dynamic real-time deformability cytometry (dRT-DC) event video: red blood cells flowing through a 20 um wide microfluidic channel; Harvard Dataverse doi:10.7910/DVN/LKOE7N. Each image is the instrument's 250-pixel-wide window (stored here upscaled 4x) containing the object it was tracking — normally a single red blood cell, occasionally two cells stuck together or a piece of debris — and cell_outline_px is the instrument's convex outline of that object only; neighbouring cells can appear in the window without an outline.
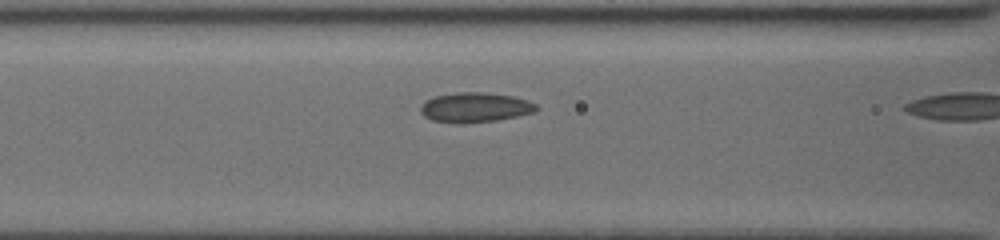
{"species": "common noctule bat (a hibernating species)", "species_latin": "Nyctalus noctula", "temperature_condition": "cold", "stored_images_in_passage": 5, "camera_frame_rate_fps": 3000, "um_per_image_px": 0.085, "animal": {"sex": "female", "body_mass_g": 19.5, "forearm_length_mm": 54.1}, "frame": {"image": 1, "passage_image": 4, "time_ms": 1.0, "image_size_px": [1000, 240], "cell_outline_px": [[540, 108], [536, 112], [496, 120], [460, 124], [456, 124], [432, 120], [424, 116], [420, 112], [420, 108], [424, 100], [432, 96], [456, 92], [484, 92], [512, 96], [528, 100], [536, 104]], "centroid_in_image_um": [40.36, 9.13], "position_along_channel_um": 126.2, "area_um2": 20.4}}